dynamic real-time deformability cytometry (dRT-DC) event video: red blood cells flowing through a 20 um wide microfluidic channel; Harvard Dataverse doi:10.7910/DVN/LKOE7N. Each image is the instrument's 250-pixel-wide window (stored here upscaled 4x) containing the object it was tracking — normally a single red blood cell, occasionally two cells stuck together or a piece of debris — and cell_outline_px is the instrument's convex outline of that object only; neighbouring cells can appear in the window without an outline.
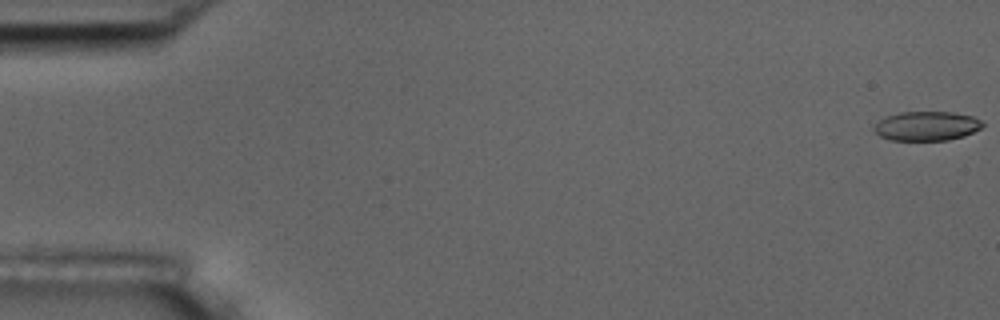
{"species": "common noctule bat (a hibernating species)", "species_latin": "Nyctalus noctula", "temperature_condition": "room temperature", "stored_images_in_passage": 55, "camera_frame_rate_fps": 3000, "um_per_image_px": 0.085, "animal": {"sex": "male", "body_mass_g": 17.5, "forearm_length_mm": 52.3}, "frame": {"image": 1, "passage_image": 1, "time_ms": 0.0, "image_size_px": [1000, 320], "cell_outline_px": [[984, 124], [980, 128], [964, 136], [948, 140], [888, 140], [880, 136], [872, 128], [880, 120], [888, 116], [900, 112], [952, 112], [972, 116], [980, 120]], "centroid_in_image_um": [78.76, 10.71], "position_along_channel_um": 6.2, "area_um2": 18.38}}
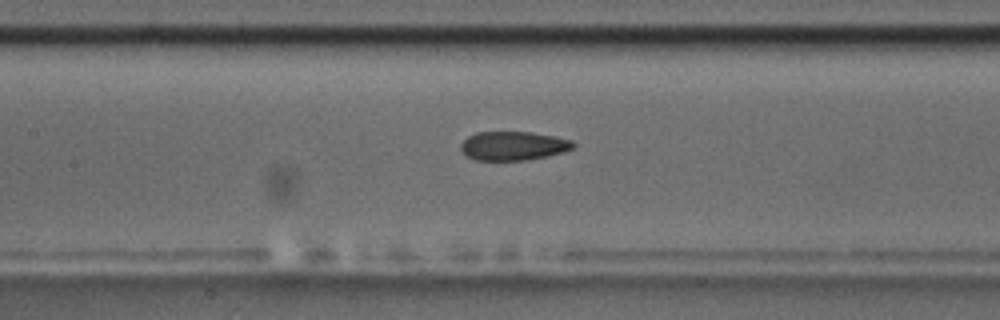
{"frame": {"image": 2, "passage_image": 26, "time_ms": 8.333, "image_size_px": [1000, 320], "cell_outline_px": [[576, 148], [564, 152], [524, 160], [476, 160], [468, 156], [460, 148], [460, 144], [468, 136], [476, 132], [532, 132], [556, 136], [572, 140], [576, 144]], "centroid_in_image_um": [43.67, 12.38], "position_along_channel_um": 163.7, "area_um2": 18.96}}
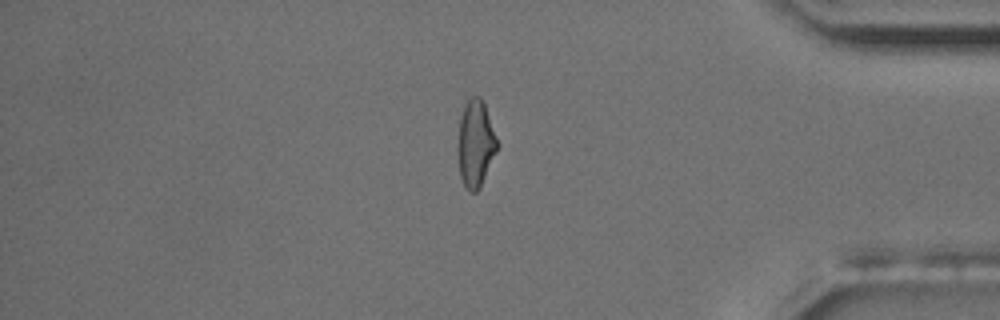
{"frame": {"image": 3, "passage_image": 47, "time_ms": 15.333, "image_size_px": [1000, 320], "cell_outline_px": [[500, 144], [480, 188], [476, 192], [472, 192], [464, 184], [460, 176], [456, 152], [456, 148], [460, 116], [464, 104], [472, 96], [480, 96], [484, 104]], "centroid_in_image_um": [40.41, 12.2], "position_along_channel_um": 394.8, "area_um2": 20.29}, "authors_computed_cell_mechanics": {"area_um2": 19.8254, "velocity_mm_per_s": 3.7055, "shape_relaxation_time_tau1_ms": null, "shape_relaxation_time_tau2_ms": 2.3422, "deformation_change_tau1": null, "deformation_change_tau2": 0.085}}